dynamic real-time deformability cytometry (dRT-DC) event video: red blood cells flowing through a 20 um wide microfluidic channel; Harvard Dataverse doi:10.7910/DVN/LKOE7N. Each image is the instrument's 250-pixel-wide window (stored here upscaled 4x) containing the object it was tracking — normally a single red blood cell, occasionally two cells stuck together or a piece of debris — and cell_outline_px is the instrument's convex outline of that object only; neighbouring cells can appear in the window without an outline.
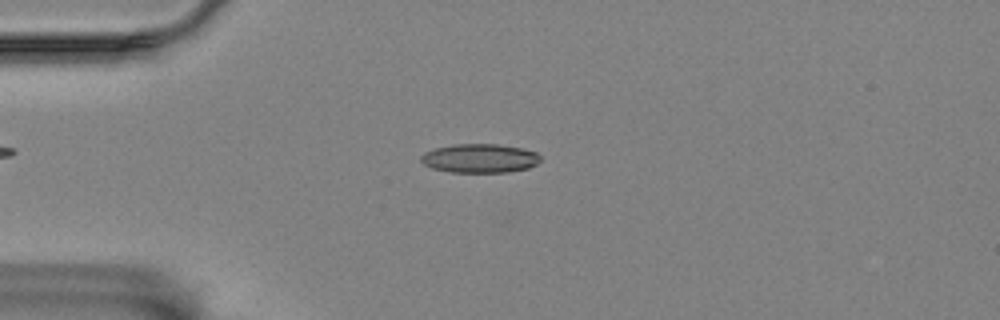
{"species": "Egyptian fruit bat (a non-hibernating species)", "species_latin": "Rousettus aegyptiacus", "temperature_condition": "room temperature", "stored_images_in_passage": 57, "camera_frame_rate_fps": 3000, "um_per_image_px": 0.085, "animal": {"sex": "female"}, "frame": {"image": 1, "passage_image": 14, "time_ms": 4.333, "image_size_px": [1000, 320], "cell_outline_px": [[540, 160], [536, 164], [528, 168], [508, 172], [452, 172], [432, 168], [424, 164], [420, 160], [420, 156], [424, 152], [436, 148], [452, 144], [496, 144], [524, 148], [536, 152], [540, 156]], "centroid_in_image_um": [40.78, 13.45], "position_along_channel_um": 44.2, "area_um2": 20.17}}
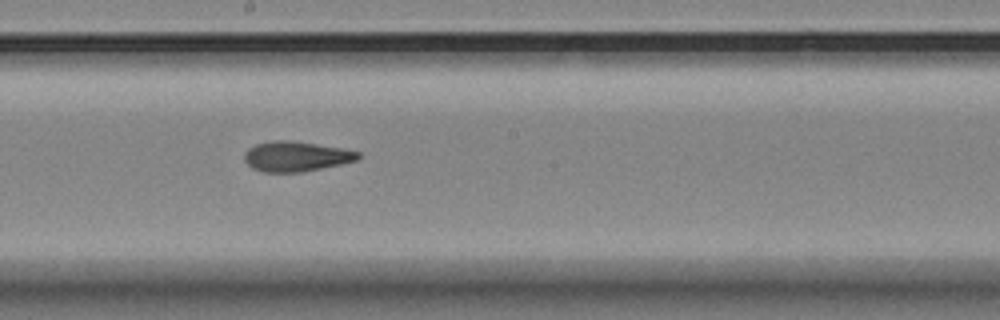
{"frame": {"image": 2, "passage_image": 31, "time_ms": 10.0, "image_size_px": [1000, 320], "cell_outline_px": [[360, 156], [356, 160], [340, 164], [300, 172], [264, 172], [252, 168], [244, 160], [244, 152], [248, 148], [256, 144], [272, 140], [288, 140], [344, 148], [360, 152]], "centroid_in_image_um": [25.13, 13.28], "position_along_channel_um": 223.1, "area_um2": 19.83}}
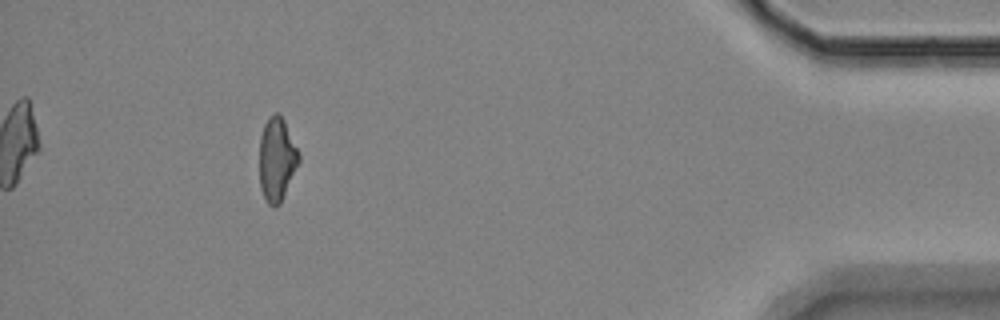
{"frame": {"image": 3, "passage_image": 52, "time_ms": 17.0, "image_size_px": [1000, 320], "cell_outline_px": [[300, 160], [280, 204], [276, 208], [272, 208], [264, 200], [260, 188], [260, 136], [264, 124], [268, 116], [272, 112], [280, 112], [284, 120], [300, 156]], "centroid_in_image_um": [23.51, 13.55], "position_along_channel_um": 411.7, "area_um2": 19.36}, "authors_computed_cell_mechanics": {"area_um2": 19.652, "velocity_mm_per_s": 3.4922, "shape_relaxation_time_tau1_ms": 7.4053, "shape_relaxation_time_tau2_ms": 4.3974, "deformation_change_tau1": 0.1659, "deformation_change_tau2": 0.1203}}